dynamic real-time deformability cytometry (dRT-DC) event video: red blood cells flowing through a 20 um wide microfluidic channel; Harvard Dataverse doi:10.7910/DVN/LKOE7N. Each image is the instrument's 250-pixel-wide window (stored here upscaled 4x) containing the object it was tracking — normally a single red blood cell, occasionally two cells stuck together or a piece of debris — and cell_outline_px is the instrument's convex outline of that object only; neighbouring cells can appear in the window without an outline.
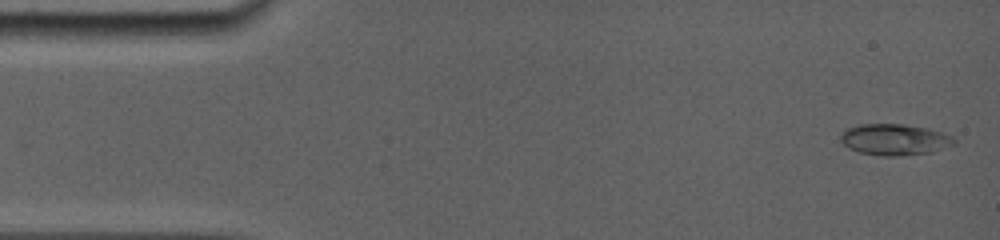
{"species": "common noctule bat (a hibernating species)", "species_latin": "Nyctalus noctula", "temperature_condition": "room temperature", "stored_images_in_passage": 9, "camera_frame_rate_fps": 5000, "um_per_image_px": 0.085, "animal": {"sex": "female", "body_mass_g": 19.0, "forearm_length_mm": 56.7}, "frame": {"image": 1, "passage_image": 1, "time_ms": 0.0, "image_size_px": [1000, 240], "cell_outline_px": [[956, 144], [932, 152], [900, 156], [884, 156], [860, 152], [848, 148], [840, 140], [840, 136], [848, 128], [860, 124], [904, 124], [928, 128], [952, 136], [956, 140]], "centroid_in_image_um": [76.07, 11.86], "position_along_channel_um": 8.9, "area_um2": 20.63}}
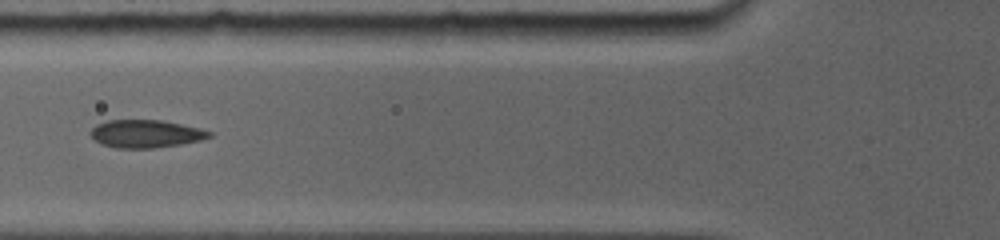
{"frame": {"image": 2, "passage_image": 9, "time_ms": 5.6, "image_size_px": [1000, 240], "cell_outline_px": [[212, 136], [200, 140], [180, 144], [152, 148], [116, 148], [100, 144], [88, 132], [96, 124], [108, 120], [160, 120], [200, 128], [212, 132]], "centroid_in_image_um": [12.36, 11.37], "position_along_channel_um": 113.4, "area_um2": 19.19}}